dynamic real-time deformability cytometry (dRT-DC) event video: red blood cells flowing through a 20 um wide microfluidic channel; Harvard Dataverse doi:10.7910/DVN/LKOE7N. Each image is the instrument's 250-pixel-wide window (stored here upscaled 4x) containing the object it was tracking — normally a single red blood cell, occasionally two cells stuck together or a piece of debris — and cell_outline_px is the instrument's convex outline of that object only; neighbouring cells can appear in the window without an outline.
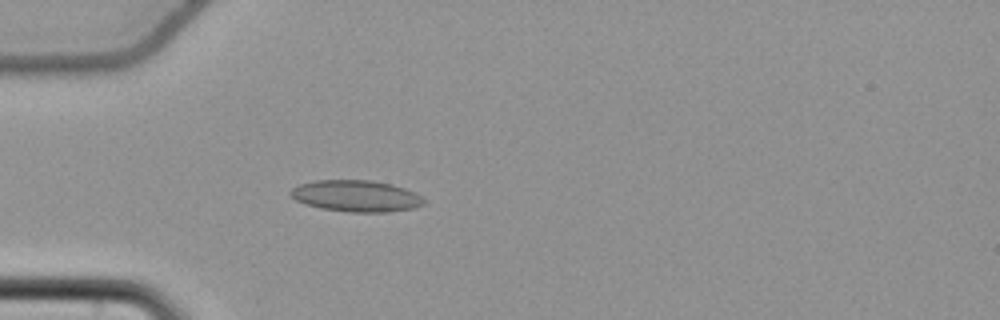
{"species": "common noctule bat (a hibernating species)", "species_latin": "Nyctalus noctula", "temperature_condition": "cold", "stored_images_in_passage": 48, "camera_frame_rate_fps": 3000, "um_per_image_px": 0.085, "animal": {"sex": "female", "body_mass_g": 22.7, "forearm_length_mm": 54.2}, "frame": {"image": 1, "passage_image": 9, "time_ms": 2.667, "image_size_px": [1000, 320], "cell_outline_px": [[424, 204], [412, 208], [388, 212], [348, 212], [320, 208], [304, 204], [296, 200], [288, 192], [292, 188], [300, 184], [316, 180], [372, 180], [392, 184], [404, 188], [420, 196], [424, 200]], "centroid_in_image_um": [30.23, 16.66], "position_along_channel_um": 54.8, "area_um2": 24.39}}
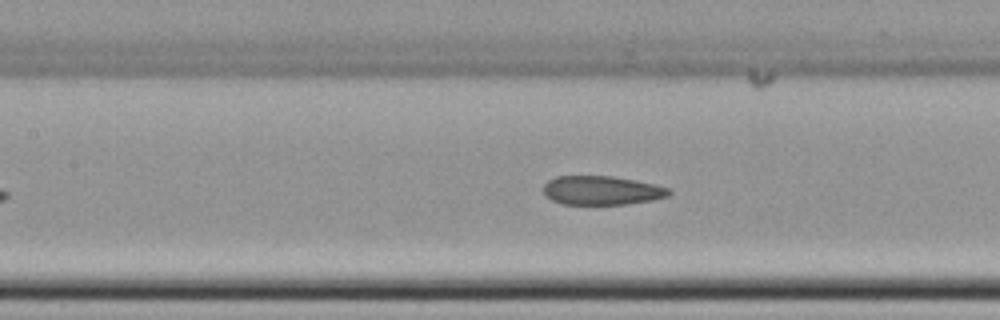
{"frame": {"image": 2, "passage_image": 18, "time_ms": 5.667, "image_size_px": [1000, 320], "cell_outline_px": [[672, 192], [668, 196], [652, 200], [624, 204], [564, 204], [552, 200], [544, 196], [544, 184], [548, 180], [556, 176], [612, 176], [636, 180], [668, 188]], "centroid_in_image_um": [51.12, 16.18], "position_along_channel_um": 156.3, "area_um2": 21.1}}
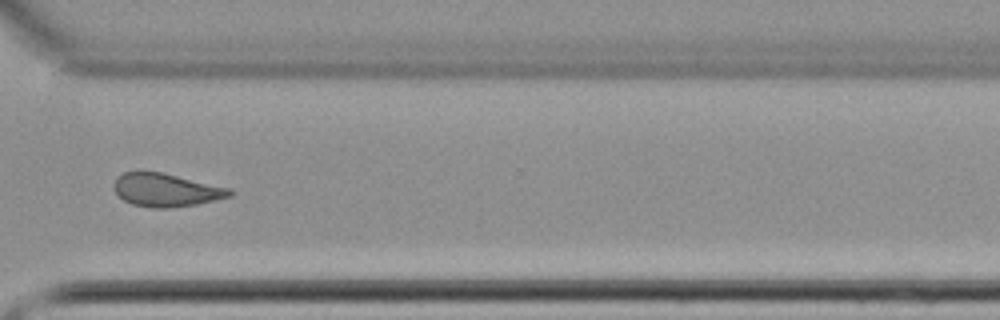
{"frame": {"image": 3, "passage_image": 34, "time_ms": 11.0, "image_size_px": [1000, 320], "cell_outline_px": [[236, 192], [232, 196], [196, 204], [168, 208], [152, 208], [132, 204], [124, 200], [116, 192], [116, 176], [124, 172], [136, 168], [140, 168], [160, 172], [232, 188]], "centroid_in_image_um": [14.13, 16.11], "position_along_channel_um": 356.5, "area_um2": 22.77}, "authors_computed_cell_mechanics": {"area_um2": 22.542, "velocity_mm_per_s": 3.7467, "shape_relaxation_time_tau1_ms": null, "shape_relaxation_time_tau2_ms": 3.2779, "deformation_change_tau1": null, "deformation_change_tau2": 0.0828}}